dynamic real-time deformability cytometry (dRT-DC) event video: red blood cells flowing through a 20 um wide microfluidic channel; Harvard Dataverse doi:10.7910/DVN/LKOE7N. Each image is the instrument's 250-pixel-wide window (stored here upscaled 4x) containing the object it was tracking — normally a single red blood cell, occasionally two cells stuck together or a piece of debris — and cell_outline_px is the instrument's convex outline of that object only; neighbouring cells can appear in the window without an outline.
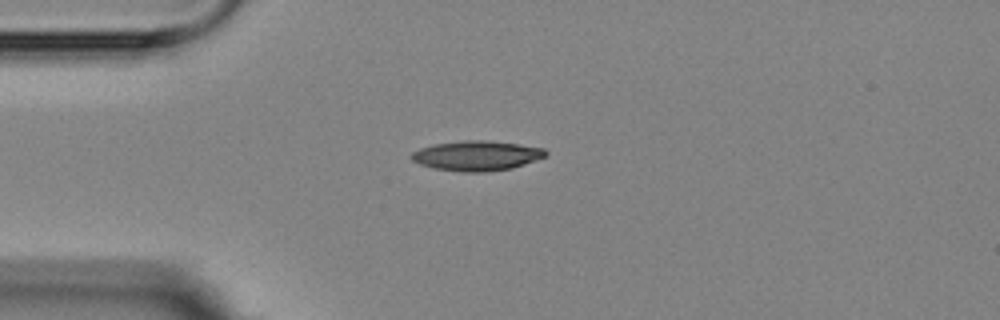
{"species": "Egyptian fruit bat (a non-hibernating species)", "species_latin": "Rousettus aegyptiacus", "temperature_condition": "room temperature", "stored_images_in_passage": 7, "camera_frame_rate_fps": 3000, "um_per_image_px": 0.085, "animal": {"sex": "female"}, "frame": {"image": 1, "passage_image": 3, "time_ms": 3.333, "image_size_px": [1000, 320], "cell_outline_px": [[548, 152], [544, 156], [512, 168], [484, 172], [464, 172], [432, 168], [420, 164], [412, 160], [408, 156], [412, 152], [420, 148], [436, 144], [464, 140], [484, 140], [516, 144], [544, 148]], "centroid_in_image_um": [40.46, 13.24], "position_along_channel_um": 44.5, "area_um2": 23.12}}
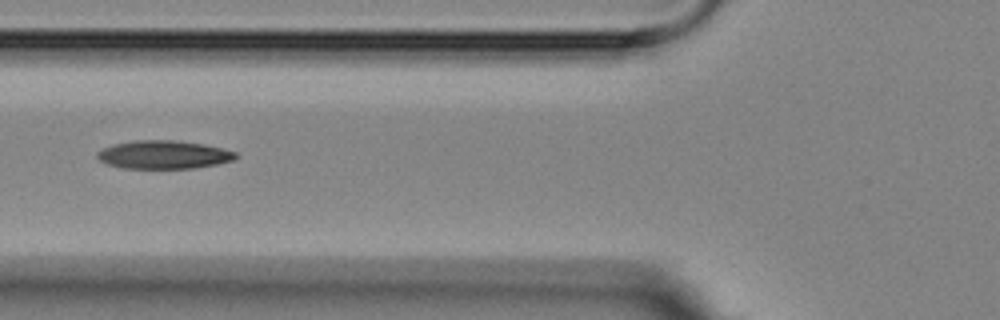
{"frame": {"image": 2, "passage_image": 5, "time_ms": 5.667, "image_size_px": [1000, 320], "cell_outline_px": [[236, 156], [232, 160], [216, 164], [196, 168], [124, 168], [108, 164], [100, 160], [96, 156], [96, 152], [112, 144], [132, 140], [172, 140], [204, 144], [236, 152]], "centroid_in_image_um": [13.87, 13.14], "position_along_channel_um": 111.9, "area_um2": 22.66}}
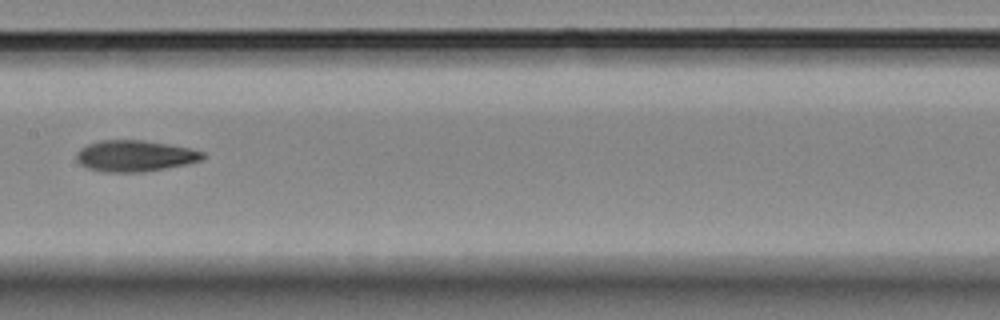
{"frame": {"image": 3, "passage_image": 7, "time_ms": 8.0, "image_size_px": [1000, 320], "cell_outline_px": [[204, 156], [200, 160], [188, 164], [144, 172], [104, 172], [88, 168], [80, 164], [76, 160], [76, 152], [80, 148], [88, 144], [100, 140], [144, 140], [168, 144], [188, 148], [204, 152]], "centroid_in_image_um": [11.43, 13.25], "position_along_channel_um": 196.0, "area_um2": 23.0}}